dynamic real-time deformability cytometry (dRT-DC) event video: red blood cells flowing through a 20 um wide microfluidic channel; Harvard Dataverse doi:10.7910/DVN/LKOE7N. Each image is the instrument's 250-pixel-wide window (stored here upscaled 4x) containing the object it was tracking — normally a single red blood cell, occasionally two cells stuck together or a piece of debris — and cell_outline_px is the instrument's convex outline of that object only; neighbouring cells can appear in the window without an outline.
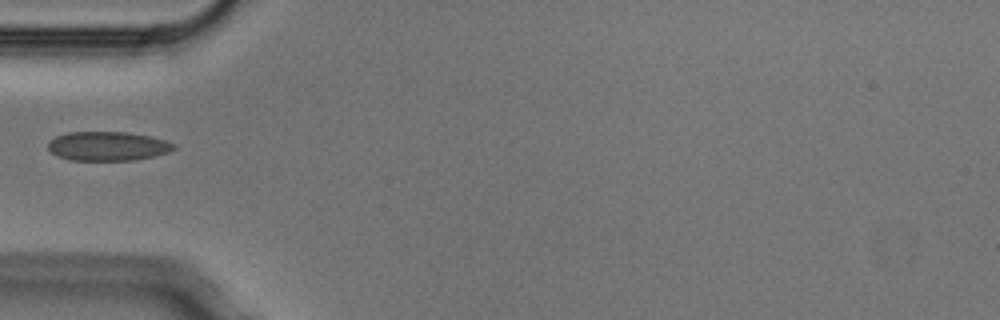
{"species": "Egyptian fruit bat (a non-hibernating species)", "species_latin": "Rousettus aegyptiacus", "temperature_condition": "cold", "stored_images_in_passage": 2, "camera_frame_rate_fps": 3000, "um_per_image_px": 0.085, "animal": {"sex": "male"}, "frame": {"image": 1, "passage_image": 2, "time_ms": 0.333, "image_size_px": [1000, 320], "cell_outline_px": [[176, 148], [168, 152], [156, 156], [132, 160], [68, 160], [56, 156], [48, 148], [48, 140], [56, 136], [68, 132], [124, 132], [152, 136], [176, 144]], "centroid_in_image_um": [9.15, 12.42], "position_along_channel_um": 75.9, "area_um2": 21.5}}